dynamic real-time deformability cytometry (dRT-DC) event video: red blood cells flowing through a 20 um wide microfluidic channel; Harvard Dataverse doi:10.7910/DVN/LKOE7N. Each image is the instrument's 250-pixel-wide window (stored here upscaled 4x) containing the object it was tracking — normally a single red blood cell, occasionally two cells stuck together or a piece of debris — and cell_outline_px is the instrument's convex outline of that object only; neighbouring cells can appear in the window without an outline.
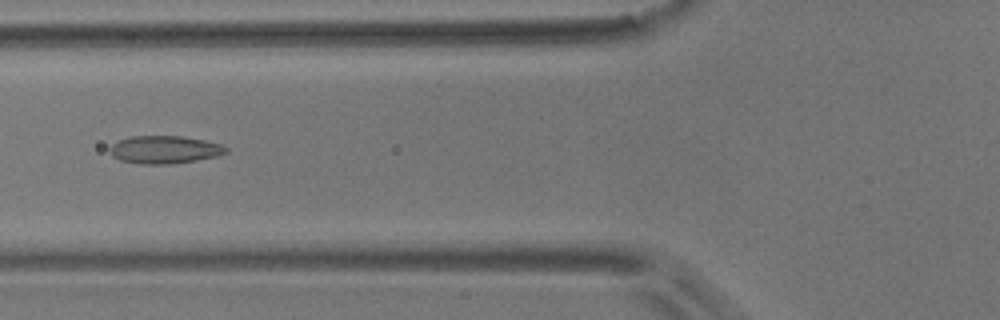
{"species": "common noctule bat (a hibernating species)", "species_latin": "Nyctalus noctula", "temperature_condition": "room temperature", "stored_images_in_passage": 8, "camera_frame_rate_fps": 3000, "um_per_image_px": 0.085, "animal": {"sex": "male", "body_mass_g": 17.9}, "frame": {"image": 1, "passage_image": 7, "time_ms": 7.0, "image_size_px": [1000, 320], "cell_outline_px": [[228, 152], [216, 156], [196, 160], [168, 164], [140, 164], [120, 160], [112, 156], [108, 148], [112, 144], [128, 136], [180, 136], [204, 140], [220, 144], [228, 148]], "centroid_in_image_um": [13.96, 12.72], "position_along_channel_um": 111.8, "area_um2": 18.79}}
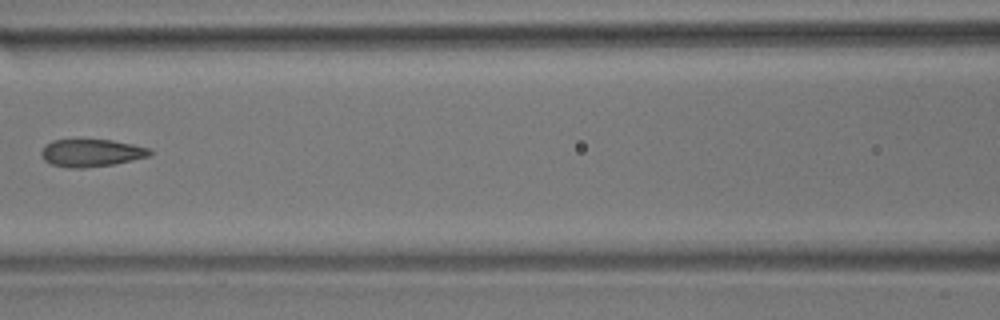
{"frame": {"image": 2, "passage_image": 8, "time_ms": 8.333, "image_size_px": [1000, 320], "cell_outline_px": [[152, 152], [148, 156], [132, 160], [112, 164], [84, 168], [68, 168], [52, 164], [44, 160], [40, 156], [40, 152], [44, 144], [52, 140], [112, 140], [132, 144], [148, 148]], "centroid_in_image_um": [7.69, 12.99], "position_along_channel_um": 158.9, "area_um2": 17.34}}